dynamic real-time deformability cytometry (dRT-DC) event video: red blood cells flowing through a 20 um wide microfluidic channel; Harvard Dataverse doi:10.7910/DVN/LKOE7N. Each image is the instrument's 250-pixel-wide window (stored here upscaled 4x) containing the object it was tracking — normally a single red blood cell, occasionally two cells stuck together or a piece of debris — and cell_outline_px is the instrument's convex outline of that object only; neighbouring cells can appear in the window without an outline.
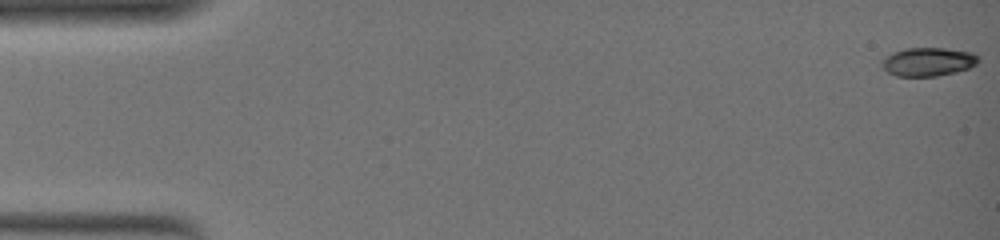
{"species": "common noctule bat (a hibernating species)", "species_latin": "Nyctalus noctula", "temperature_condition": "warm", "stored_images_in_passage": 42, "camera_frame_rate_fps": 3000, "um_per_image_px": 0.085, "animal": {"sex": "female", "body_mass_g": 19.0, "forearm_length_mm": 51.5}, "frame": {"image": 1, "passage_image": 1, "time_ms": 0.0, "image_size_px": [1000, 240], "cell_outline_px": [[980, 60], [976, 64], [968, 68], [956, 72], [936, 76], [896, 76], [888, 72], [880, 64], [880, 60], [892, 52], [904, 48], [944, 48], [972, 52]], "centroid_in_image_um": [78.85, 5.25], "position_along_channel_um": 6.2, "area_um2": 16.13}}
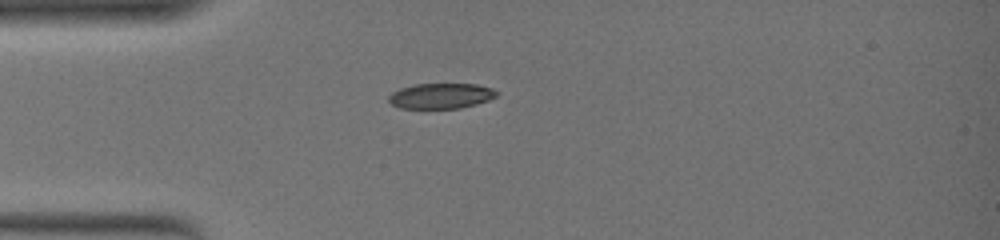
{"frame": {"image": 2, "passage_image": 38, "time_ms": 7.0, "image_size_px": [1000, 240], "cell_outline_px": [[496, 96], [488, 100], [476, 104], [460, 108], [400, 108], [392, 104], [388, 100], [388, 96], [392, 92], [400, 88], [416, 84], [476, 84], [492, 88], [496, 92]], "centroid_in_image_um": [37.45, 8.15], "position_along_channel_um": 47.5, "area_um2": 15.84}}